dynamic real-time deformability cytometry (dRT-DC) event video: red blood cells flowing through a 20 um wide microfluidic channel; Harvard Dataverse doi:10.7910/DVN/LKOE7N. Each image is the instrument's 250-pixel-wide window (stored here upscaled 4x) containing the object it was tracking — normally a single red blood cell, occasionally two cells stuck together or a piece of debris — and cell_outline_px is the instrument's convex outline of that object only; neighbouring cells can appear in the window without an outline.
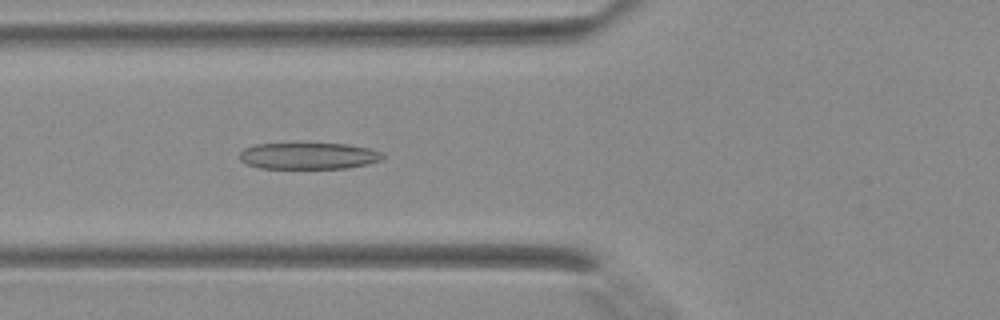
{"species": "Egyptian fruit bat (a non-hibernating species)", "species_latin": "Rousettus aegyptiacus", "temperature_condition": "warm", "stored_images_in_passage": 29, "camera_frame_rate_fps": 3000, "um_per_image_px": 0.085, "animal": {"sex": "female"}, "frame": {"image": 1, "passage_image": 7, "time_ms": 2.0, "image_size_px": [1000, 320], "cell_outline_px": [[384, 156], [380, 160], [368, 164], [348, 168], [260, 168], [248, 164], [240, 160], [240, 152], [244, 148], [252, 144], [348, 144], [368, 148], [380, 152]], "centroid_in_image_um": [26.21, 13.25], "position_along_channel_um": 99.6, "area_um2": 21.96}}
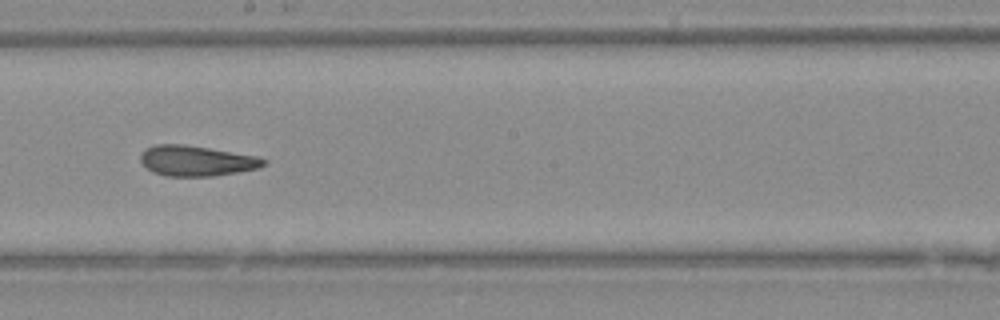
{"frame": {"image": 2, "passage_image": 15, "time_ms": 4.667, "image_size_px": [1000, 320], "cell_outline_px": [[268, 160], [260, 168], [240, 172], [212, 176], [168, 176], [152, 172], [140, 160], [140, 156], [144, 148], [156, 144], [184, 144], [256, 156]], "centroid_in_image_um": [16.69, 13.67], "position_along_channel_um": 231.5, "area_um2": 21.79}}
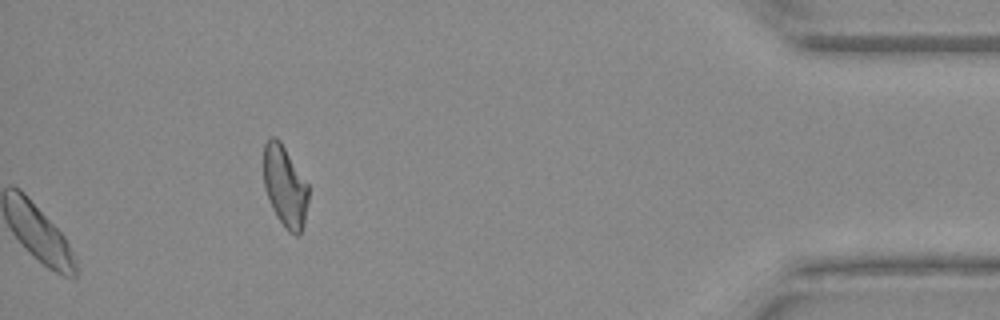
{"frame": {"image": 3, "passage_image": 29, "time_ms": 9.333, "image_size_px": [1000, 320], "cell_outline_px": [[308, 200], [304, 224], [300, 232], [296, 236], [288, 232], [284, 228], [276, 216], [272, 208], [264, 188], [264, 144], [272, 136], [276, 136], [280, 140], [308, 184]], "centroid_in_image_um": [24.22, 15.86], "position_along_channel_um": 411.0, "area_um2": 21.27}}